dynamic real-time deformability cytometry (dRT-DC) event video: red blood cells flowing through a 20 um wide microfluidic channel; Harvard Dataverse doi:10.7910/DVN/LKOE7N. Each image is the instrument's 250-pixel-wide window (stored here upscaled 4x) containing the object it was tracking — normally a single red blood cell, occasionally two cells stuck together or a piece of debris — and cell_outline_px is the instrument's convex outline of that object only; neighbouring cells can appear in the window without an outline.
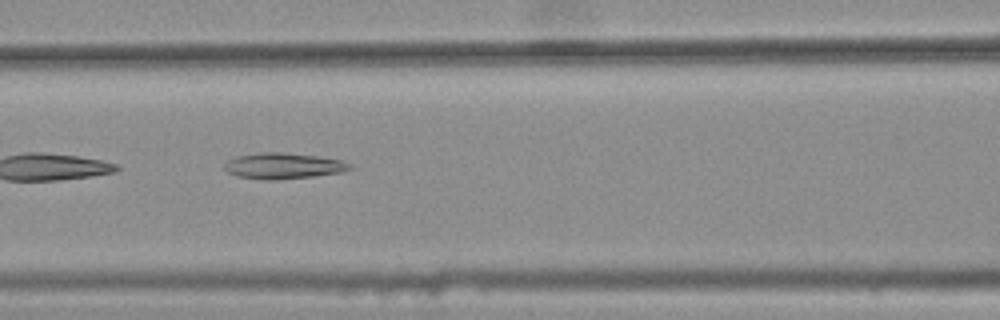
{"species": "common noctule bat (a hibernating species)", "species_latin": "Nyctalus noctula", "temperature_condition": "warm", "stored_images_in_passage": 4, "camera_frame_rate_fps": 3000, "um_per_image_px": 0.085, "animal": {"sex": "female", "body_mass_g": 25.1}, "frame": {"image": 1, "passage_image": 4, "time_ms": 1.0, "image_size_px": [1000, 320], "cell_outline_px": [[352, 168], [340, 172], [312, 176], [276, 180], [264, 180], [236, 176], [228, 172], [224, 168], [224, 164], [228, 160], [236, 156], [264, 152], [280, 152], [320, 156], [340, 160], [352, 164]], "centroid_in_image_um": [24.06, 14.1], "position_along_channel_um": 142.5, "area_um2": 18.9}}